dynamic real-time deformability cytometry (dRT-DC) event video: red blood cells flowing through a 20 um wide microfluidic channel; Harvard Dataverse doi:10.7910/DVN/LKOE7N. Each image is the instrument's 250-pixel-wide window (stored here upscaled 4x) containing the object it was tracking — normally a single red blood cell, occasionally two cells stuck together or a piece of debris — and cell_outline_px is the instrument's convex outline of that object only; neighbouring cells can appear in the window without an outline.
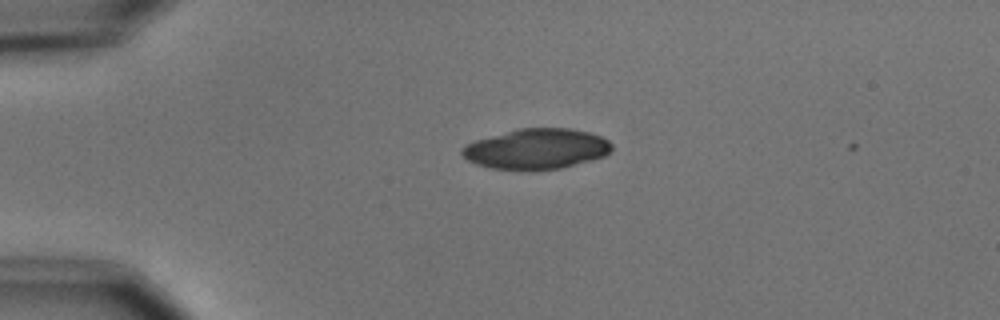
{"species": "common noctule bat (a hibernating species)", "species_latin": "Nyctalus noctula", "temperature_condition": "cold", "stored_images_in_passage": 3, "camera_frame_rate_fps": 3000, "um_per_image_px": 0.085, "animal": {"sex": "male", "body_mass_g": 15.6}, "frame": {"image": 1, "passage_image": 1, "time_ms": 0.0, "image_size_px": [1000, 320], "cell_outline_px": [[612, 152], [604, 156], [592, 160], [560, 168], [492, 168], [476, 164], [468, 160], [460, 152], [460, 148], [464, 144], [476, 140], [520, 128], [568, 128], [588, 132], [600, 136], [608, 140], [612, 144]], "centroid_in_image_um": [45.62, 12.63], "position_along_channel_um": 39.4, "area_um2": 34.62}}